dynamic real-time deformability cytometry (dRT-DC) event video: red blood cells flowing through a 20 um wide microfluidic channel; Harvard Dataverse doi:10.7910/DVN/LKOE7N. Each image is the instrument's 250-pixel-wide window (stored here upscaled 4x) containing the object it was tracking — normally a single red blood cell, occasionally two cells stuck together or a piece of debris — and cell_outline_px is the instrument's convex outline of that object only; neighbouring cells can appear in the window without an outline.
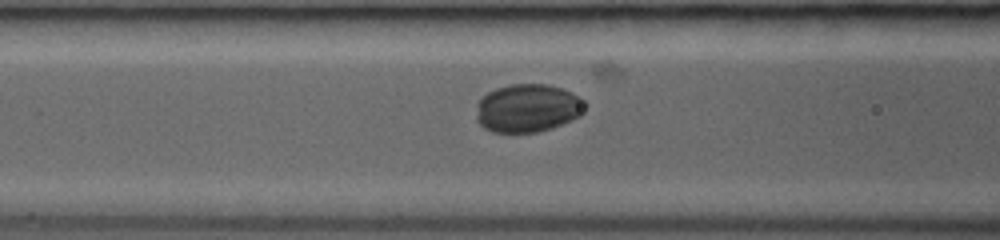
{"species": "common noctule bat (a hibernating species)", "species_latin": "Nyctalus noctula", "temperature_condition": "room temperature", "stored_images_in_passage": 33, "camera_frame_rate_fps": 3000, "um_per_image_px": 0.085, "animal": {"sex": "female", "body_mass_g": 19.0, "forearm_length_mm": 53.3}, "frame": {"image": 1, "passage_image": 12, "time_ms": 3.667, "image_size_px": [1000, 240], "cell_outline_px": [[584, 104], [580, 116], [572, 120], [552, 128], [536, 132], [492, 132], [484, 128], [476, 120], [476, 104], [480, 96], [496, 88], [512, 84], [548, 84], [560, 88], [580, 96], [584, 100]], "centroid_in_image_um": [44.81, 9.19], "position_along_channel_um": 121.8, "area_um2": 30.69}}
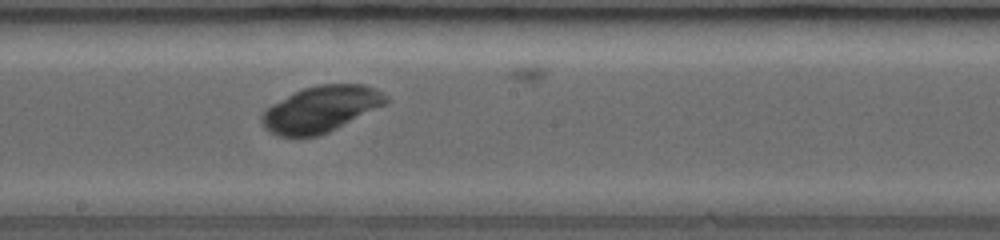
{"frame": {"image": 2, "passage_image": 19, "time_ms": 6.0, "image_size_px": [1000, 240], "cell_outline_px": [[388, 104], [328, 132], [316, 136], [276, 136], [264, 128], [260, 120], [260, 116], [264, 108], [304, 88], [320, 84], [364, 84], [388, 96]], "centroid_in_image_um": [27.26, 9.28], "position_along_channel_um": 220.9, "area_um2": 33.29}}
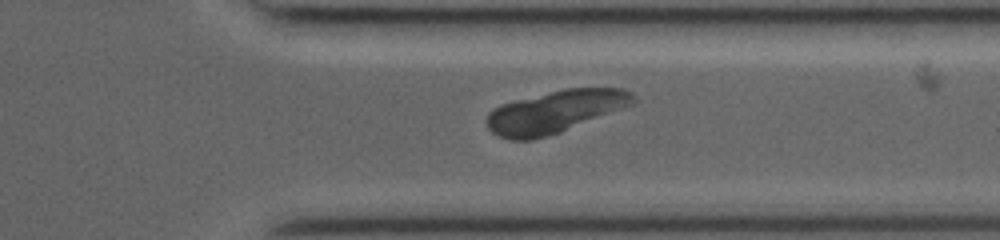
{"frame": {"image": 3, "passage_image": 29, "time_ms": 9.333, "image_size_px": [1000, 240], "cell_outline_px": [[636, 100], [632, 104], [560, 132], [532, 140], [512, 140], [500, 136], [492, 132], [488, 128], [484, 120], [488, 112], [492, 108], [500, 104], [564, 88], [624, 88], [632, 92], [636, 96]], "centroid_in_image_um": [47.14, 9.48], "position_along_channel_um": 364.3, "area_um2": 36.01}}